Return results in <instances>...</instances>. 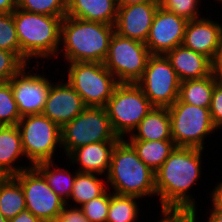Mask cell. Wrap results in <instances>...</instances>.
<instances>
[{
  "mask_svg": "<svg viewBox=\"0 0 222 222\" xmlns=\"http://www.w3.org/2000/svg\"><path fill=\"white\" fill-rule=\"evenodd\" d=\"M203 149L175 147L163 165L155 172L156 196L161 208H196L188 191L201 175Z\"/></svg>",
  "mask_w": 222,
  "mask_h": 222,
  "instance_id": "1",
  "label": "cell"
},
{
  "mask_svg": "<svg viewBox=\"0 0 222 222\" xmlns=\"http://www.w3.org/2000/svg\"><path fill=\"white\" fill-rule=\"evenodd\" d=\"M114 25L65 16L61 24L62 52L67 63H103L108 54Z\"/></svg>",
  "mask_w": 222,
  "mask_h": 222,
  "instance_id": "2",
  "label": "cell"
},
{
  "mask_svg": "<svg viewBox=\"0 0 222 222\" xmlns=\"http://www.w3.org/2000/svg\"><path fill=\"white\" fill-rule=\"evenodd\" d=\"M105 178L114 194L139 198L156 195L155 172L138 157L126 139L116 143Z\"/></svg>",
  "mask_w": 222,
  "mask_h": 222,
  "instance_id": "3",
  "label": "cell"
},
{
  "mask_svg": "<svg viewBox=\"0 0 222 222\" xmlns=\"http://www.w3.org/2000/svg\"><path fill=\"white\" fill-rule=\"evenodd\" d=\"M12 14L23 61L27 67L32 58H56L61 44V24L64 17L31 13L18 8Z\"/></svg>",
  "mask_w": 222,
  "mask_h": 222,
  "instance_id": "4",
  "label": "cell"
},
{
  "mask_svg": "<svg viewBox=\"0 0 222 222\" xmlns=\"http://www.w3.org/2000/svg\"><path fill=\"white\" fill-rule=\"evenodd\" d=\"M153 108L136 83H119L105 106L112 130L120 139L130 135Z\"/></svg>",
  "mask_w": 222,
  "mask_h": 222,
  "instance_id": "5",
  "label": "cell"
},
{
  "mask_svg": "<svg viewBox=\"0 0 222 222\" xmlns=\"http://www.w3.org/2000/svg\"><path fill=\"white\" fill-rule=\"evenodd\" d=\"M67 82L81 96L86 107H105L119 82L98 62L68 63Z\"/></svg>",
  "mask_w": 222,
  "mask_h": 222,
  "instance_id": "6",
  "label": "cell"
},
{
  "mask_svg": "<svg viewBox=\"0 0 222 222\" xmlns=\"http://www.w3.org/2000/svg\"><path fill=\"white\" fill-rule=\"evenodd\" d=\"M171 120V137L176 147L204 150V140L217 128L213 125L209 108L182 102L179 98L168 107Z\"/></svg>",
  "mask_w": 222,
  "mask_h": 222,
  "instance_id": "7",
  "label": "cell"
},
{
  "mask_svg": "<svg viewBox=\"0 0 222 222\" xmlns=\"http://www.w3.org/2000/svg\"><path fill=\"white\" fill-rule=\"evenodd\" d=\"M119 140L112 130L105 107H86L61 128V147L67 156L83 145Z\"/></svg>",
  "mask_w": 222,
  "mask_h": 222,
  "instance_id": "8",
  "label": "cell"
},
{
  "mask_svg": "<svg viewBox=\"0 0 222 222\" xmlns=\"http://www.w3.org/2000/svg\"><path fill=\"white\" fill-rule=\"evenodd\" d=\"M25 156L34 166L53 161L57 146L61 148V128L43 114L21 117L17 123Z\"/></svg>",
  "mask_w": 222,
  "mask_h": 222,
  "instance_id": "9",
  "label": "cell"
},
{
  "mask_svg": "<svg viewBox=\"0 0 222 222\" xmlns=\"http://www.w3.org/2000/svg\"><path fill=\"white\" fill-rule=\"evenodd\" d=\"M150 55L145 43L115 32L103 64L119 83H136L145 71Z\"/></svg>",
  "mask_w": 222,
  "mask_h": 222,
  "instance_id": "10",
  "label": "cell"
},
{
  "mask_svg": "<svg viewBox=\"0 0 222 222\" xmlns=\"http://www.w3.org/2000/svg\"><path fill=\"white\" fill-rule=\"evenodd\" d=\"M136 84L154 107H170L179 97L181 81L166 55L151 54Z\"/></svg>",
  "mask_w": 222,
  "mask_h": 222,
  "instance_id": "11",
  "label": "cell"
},
{
  "mask_svg": "<svg viewBox=\"0 0 222 222\" xmlns=\"http://www.w3.org/2000/svg\"><path fill=\"white\" fill-rule=\"evenodd\" d=\"M14 177L23 190L26 210L42 222H54L66 203L50 188L43 175L32 166Z\"/></svg>",
  "mask_w": 222,
  "mask_h": 222,
  "instance_id": "12",
  "label": "cell"
},
{
  "mask_svg": "<svg viewBox=\"0 0 222 222\" xmlns=\"http://www.w3.org/2000/svg\"><path fill=\"white\" fill-rule=\"evenodd\" d=\"M26 69L25 65L9 80L21 117L42 114L52 85L44 75Z\"/></svg>",
  "mask_w": 222,
  "mask_h": 222,
  "instance_id": "13",
  "label": "cell"
},
{
  "mask_svg": "<svg viewBox=\"0 0 222 222\" xmlns=\"http://www.w3.org/2000/svg\"><path fill=\"white\" fill-rule=\"evenodd\" d=\"M188 20L158 7L145 42L150 54L165 55L182 45Z\"/></svg>",
  "mask_w": 222,
  "mask_h": 222,
  "instance_id": "14",
  "label": "cell"
},
{
  "mask_svg": "<svg viewBox=\"0 0 222 222\" xmlns=\"http://www.w3.org/2000/svg\"><path fill=\"white\" fill-rule=\"evenodd\" d=\"M159 3L118 6L115 32L122 37L146 42Z\"/></svg>",
  "mask_w": 222,
  "mask_h": 222,
  "instance_id": "15",
  "label": "cell"
},
{
  "mask_svg": "<svg viewBox=\"0 0 222 222\" xmlns=\"http://www.w3.org/2000/svg\"><path fill=\"white\" fill-rule=\"evenodd\" d=\"M85 108L81 96L66 81L52 83L42 114L62 128Z\"/></svg>",
  "mask_w": 222,
  "mask_h": 222,
  "instance_id": "16",
  "label": "cell"
},
{
  "mask_svg": "<svg viewBox=\"0 0 222 222\" xmlns=\"http://www.w3.org/2000/svg\"><path fill=\"white\" fill-rule=\"evenodd\" d=\"M222 38V24L212 19L188 20L182 45L208 57L211 61Z\"/></svg>",
  "mask_w": 222,
  "mask_h": 222,
  "instance_id": "17",
  "label": "cell"
},
{
  "mask_svg": "<svg viewBox=\"0 0 222 222\" xmlns=\"http://www.w3.org/2000/svg\"><path fill=\"white\" fill-rule=\"evenodd\" d=\"M118 141L90 143L73 150L67 158L72 164L81 165L78 172L103 175L108 173L112 151Z\"/></svg>",
  "mask_w": 222,
  "mask_h": 222,
  "instance_id": "18",
  "label": "cell"
},
{
  "mask_svg": "<svg viewBox=\"0 0 222 222\" xmlns=\"http://www.w3.org/2000/svg\"><path fill=\"white\" fill-rule=\"evenodd\" d=\"M165 55L181 82L185 80L202 79L212 74L211 60L183 45L175 47Z\"/></svg>",
  "mask_w": 222,
  "mask_h": 222,
  "instance_id": "19",
  "label": "cell"
},
{
  "mask_svg": "<svg viewBox=\"0 0 222 222\" xmlns=\"http://www.w3.org/2000/svg\"><path fill=\"white\" fill-rule=\"evenodd\" d=\"M117 11V0H67L66 16L114 25Z\"/></svg>",
  "mask_w": 222,
  "mask_h": 222,
  "instance_id": "20",
  "label": "cell"
},
{
  "mask_svg": "<svg viewBox=\"0 0 222 222\" xmlns=\"http://www.w3.org/2000/svg\"><path fill=\"white\" fill-rule=\"evenodd\" d=\"M25 157L21 134L17 125L0 126V170L7 176H15L21 171L32 167L30 163L26 167L15 165L19 157Z\"/></svg>",
  "mask_w": 222,
  "mask_h": 222,
  "instance_id": "21",
  "label": "cell"
},
{
  "mask_svg": "<svg viewBox=\"0 0 222 222\" xmlns=\"http://www.w3.org/2000/svg\"><path fill=\"white\" fill-rule=\"evenodd\" d=\"M129 140H172L168 108L154 107L130 134Z\"/></svg>",
  "mask_w": 222,
  "mask_h": 222,
  "instance_id": "22",
  "label": "cell"
},
{
  "mask_svg": "<svg viewBox=\"0 0 222 222\" xmlns=\"http://www.w3.org/2000/svg\"><path fill=\"white\" fill-rule=\"evenodd\" d=\"M218 81L213 74L202 79L182 81L178 98L187 104L209 108L214 87Z\"/></svg>",
  "mask_w": 222,
  "mask_h": 222,
  "instance_id": "23",
  "label": "cell"
},
{
  "mask_svg": "<svg viewBox=\"0 0 222 222\" xmlns=\"http://www.w3.org/2000/svg\"><path fill=\"white\" fill-rule=\"evenodd\" d=\"M136 150L138 157L156 172L170 156L176 145L173 140H127Z\"/></svg>",
  "mask_w": 222,
  "mask_h": 222,
  "instance_id": "24",
  "label": "cell"
},
{
  "mask_svg": "<svg viewBox=\"0 0 222 222\" xmlns=\"http://www.w3.org/2000/svg\"><path fill=\"white\" fill-rule=\"evenodd\" d=\"M34 167L43 175L50 188L61 197L66 204L71 206L68 198L71 195L74 180L78 171L76 170L72 176L67 169L57 168L54 161L40 162L35 164Z\"/></svg>",
  "mask_w": 222,
  "mask_h": 222,
  "instance_id": "25",
  "label": "cell"
},
{
  "mask_svg": "<svg viewBox=\"0 0 222 222\" xmlns=\"http://www.w3.org/2000/svg\"><path fill=\"white\" fill-rule=\"evenodd\" d=\"M26 210V202L20 182L14 176H8L0 184V211L10 220Z\"/></svg>",
  "mask_w": 222,
  "mask_h": 222,
  "instance_id": "26",
  "label": "cell"
},
{
  "mask_svg": "<svg viewBox=\"0 0 222 222\" xmlns=\"http://www.w3.org/2000/svg\"><path fill=\"white\" fill-rule=\"evenodd\" d=\"M97 175L94 173L78 172L69 199L72 198L81 207L93 198L101 196L107 189H105L103 181L98 179Z\"/></svg>",
  "mask_w": 222,
  "mask_h": 222,
  "instance_id": "27",
  "label": "cell"
},
{
  "mask_svg": "<svg viewBox=\"0 0 222 222\" xmlns=\"http://www.w3.org/2000/svg\"><path fill=\"white\" fill-rule=\"evenodd\" d=\"M136 196L110 194V204L106 222H136L139 204Z\"/></svg>",
  "mask_w": 222,
  "mask_h": 222,
  "instance_id": "28",
  "label": "cell"
},
{
  "mask_svg": "<svg viewBox=\"0 0 222 222\" xmlns=\"http://www.w3.org/2000/svg\"><path fill=\"white\" fill-rule=\"evenodd\" d=\"M17 8L31 13L65 17L67 0H17Z\"/></svg>",
  "mask_w": 222,
  "mask_h": 222,
  "instance_id": "29",
  "label": "cell"
},
{
  "mask_svg": "<svg viewBox=\"0 0 222 222\" xmlns=\"http://www.w3.org/2000/svg\"><path fill=\"white\" fill-rule=\"evenodd\" d=\"M20 119L10 82H0V126L17 125Z\"/></svg>",
  "mask_w": 222,
  "mask_h": 222,
  "instance_id": "30",
  "label": "cell"
},
{
  "mask_svg": "<svg viewBox=\"0 0 222 222\" xmlns=\"http://www.w3.org/2000/svg\"><path fill=\"white\" fill-rule=\"evenodd\" d=\"M0 49L16 53L23 60L12 13H0Z\"/></svg>",
  "mask_w": 222,
  "mask_h": 222,
  "instance_id": "31",
  "label": "cell"
},
{
  "mask_svg": "<svg viewBox=\"0 0 222 222\" xmlns=\"http://www.w3.org/2000/svg\"><path fill=\"white\" fill-rule=\"evenodd\" d=\"M200 0H159V7L187 20L199 19ZM198 9V10H197Z\"/></svg>",
  "mask_w": 222,
  "mask_h": 222,
  "instance_id": "32",
  "label": "cell"
},
{
  "mask_svg": "<svg viewBox=\"0 0 222 222\" xmlns=\"http://www.w3.org/2000/svg\"><path fill=\"white\" fill-rule=\"evenodd\" d=\"M110 204V193L106 190L101 196L83 204L81 209L90 222H106Z\"/></svg>",
  "mask_w": 222,
  "mask_h": 222,
  "instance_id": "33",
  "label": "cell"
},
{
  "mask_svg": "<svg viewBox=\"0 0 222 222\" xmlns=\"http://www.w3.org/2000/svg\"><path fill=\"white\" fill-rule=\"evenodd\" d=\"M25 65L16 53L0 49V82H8Z\"/></svg>",
  "mask_w": 222,
  "mask_h": 222,
  "instance_id": "34",
  "label": "cell"
},
{
  "mask_svg": "<svg viewBox=\"0 0 222 222\" xmlns=\"http://www.w3.org/2000/svg\"><path fill=\"white\" fill-rule=\"evenodd\" d=\"M209 110L213 125L217 129L219 128L222 129V82L221 81H218L215 84Z\"/></svg>",
  "mask_w": 222,
  "mask_h": 222,
  "instance_id": "35",
  "label": "cell"
},
{
  "mask_svg": "<svg viewBox=\"0 0 222 222\" xmlns=\"http://www.w3.org/2000/svg\"><path fill=\"white\" fill-rule=\"evenodd\" d=\"M65 204L54 222H90L84 215L81 207L74 206L69 209Z\"/></svg>",
  "mask_w": 222,
  "mask_h": 222,
  "instance_id": "36",
  "label": "cell"
},
{
  "mask_svg": "<svg viewBox=\"0 0 222 222\" xmlns=\"http://www.w3.org/2000/svg\"><path fill=\"white\" fill-rule=\"evenodd\" d=\"M196 208H168V222H197Z\"/></svg>",
  "mask_w": 222,
  "mask_h": 222,
  "instance_id": "37",
  "label": "cell"
},
{
  "mask_svg": "<svg viewBox=\"0 0 222 222\" xmlns=\"http://www.w3.org/2000/svg\"><path fill=\"white\" fill-rule=\"evenodd\" d=\"M211 62L212 74L222 82V38Z\"/></svg>",
  "mask_w": 222,
  "mask_h": 222,
  "instance_id": "38",
  "label": "cell"
},
{
  "mask_svg": "<svg viewBox=\"0 0 222 222\" xmlns=\"http://www.w3.org/2000/svg\"><path fill=\"white\" fill-rule=\"evenodd\" d=\"M212 198V206L211 213L209 215V219L206 222H222V204H220L213 196Z\"/></svg>",
  "mask_w": 222,
  "mask_h": 222,
  "instance_id": "39",
  "label": "cell"
},
{
  "mask_svg": "<svg viewBox=\"0 0 222 222\" xmlns=\"http://www.w3.org/2000/svg\"><path fill=\"white\" fill-rule=\"evenodd\" d=\"M8 222H42V221L36 216H34L30 211L25 210L17 214L12 219L8 220Z\"/></svg>",
  "mask_w": 222,
  "mask_h": 222,
  "instance_id": "40",
  "label": "cell"
},
{
  "mask_svg": "<svg viewBox=\"0 0 222 222\" xmlns=\"http://www.w3.org/2000/svg\"><path fill=\"white\" fill-rule=\"evenodd\" d=\"M17 8V0H0V13H12Z\"/></svg>",
  "mask_w": 222,
  "mask_h": 222,
  "instance_id": "41",
  "label": "cell"
},
{
  "mask_svg": "<svg viewBox=\"0 0 222 222\" xmlns=\"http://www.w3.org/2000/svg\"><path fill=\"white\" fill-rule=\"evenodd\" d=\"M159 0H117L118 6H129L141 3H158Z\"/></svg>",
  "mask_w": 222,
  "mask_h": 222,
  "instance_id": "42",
  "label": "cell"
},
{
  "mask_svg": "<svg viewBox=\"0 0 222 222\" xmlns=\"http://www.w3.org/2000/svg\"><path fill=\"white\" fill-rule=\"evenodd\" d=\"M212 196L220 203L222 204V182L217 184V187L213 189L211 192Z\"/></svg>",
  "mask_w": 222,
  "mask_h": 222,
  "instance_id": "43",
  "label": "cell"
},
{
  "mask_svg": "<svg viewBox=\"0 0 222 222\" xmlns=\"http://www.w3.org/2000/svg\"><path fill=\"white\" fill-rule=\"evenodd\" d=\"M162 218L156 222H168V208H161Z\"/></svg>",
  "mask_w": 222,
  "mask_h": 222,
  "instance_id": "44",
  "label": "cell"
},
{
  "mask_svg": "<svg viewBox=\"0 0 222 222\" xmlns=\"http://www.w3.org/2000/svg\"><path fill=\"white\" fill-rule=\"evenodd\" d=\"M8 176L6 174H4L1 170H0V184L7 178Z\"/></svg>",
  "mask_w": 222,
  "mask_h": 222,
  "instance_id": "45",
  "label": "cell"
},
{
  "mask_svg": "<svg viewBox=\"0 0 222 222\" xmlns=\"http://www.w3.org/2000/svg\"><path fill=\"white\" fill-rule=\"evenodd\" d=\"M0 222H8V220L2 215L0 211Z\"/></svg>",
  "mask_w": 222,
  "mask_h": 222,
  "instance_id": "46",
  "label": "cell"
}]
</instances>
